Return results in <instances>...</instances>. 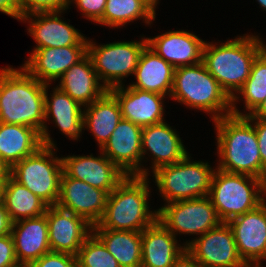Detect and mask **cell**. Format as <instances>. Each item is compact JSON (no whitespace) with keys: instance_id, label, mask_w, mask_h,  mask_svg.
Returning <instances> with one entry per match:
<instances>
[{"instance_id":"31","label":"cell","mask_w":266,"mask_h":267,"mask_svg":"<svg viewBox=\"0 0 266 267\" xmlns=\"http://www.w3.org/2000/svg\"><path fill=\"white\" fill-rule=\"evenodd\" d=\"M155 18L140 0H107L103 17L97 23L118 28L136 19H144V23L150 25Z\"/></svg>"},{"instance_id":"24","label":"cell","mask_w":266,"mask_h":267,"mask_svg":"<svg viewBox=\"0 0 266 267\" xmlns=\"http://www.w3.org/2000/svg\"><path fill=\"white\" fill-rule=\"evenodd\" d=\"M59 79L57 87L83 107L90 105L108 90L100 83L88 55L72 65Z\"/></svg>"},{"instance_id":"29","label":"cell","mask_w":266,"mask_h":267,"mask_svg":"<svg viewBox=\"0 0 266 267\" xmlns=\"http://www.w3.org/2000/svg\"><path fill=\"white\" fill-rule=\"evenodd\" d=\"M121 267H141V232L92 229Z\"/></svg>"},{"instance_id":"4","label":"cell","mask_w":266,"mask_h":267,"mask_svg":"<svg viewBox=\"0 0 266 267\" xmlns=\"http://www.w3.org/2000/svg\"><path fill=\"white\" fill-rule=\"evenodd\" d=\"M148 177L128 175L108 194L100 221L92 229L142 232L157 220V210H149Z\"/></svg>"},{"instance_id":"45","label":"cell","mask_w":266,"mask_h":267,"mask_svg":"<svg viewBox=\"0 0 266 267\" xmlns=\"http://www.w3.org/2000/svg\"><path fill=\"white\" fill-rule=\"evenodd\" d=\"M266 178L261 183V205L266 210Z\"/></svg>"},{"instance_id":"36","label":"cell","mask_w":266,"mask_h":267,"mask_svg":"<svg viewBox=\"0 0 266 267\" xmlns=\"http://www.w3.org/2000/svg\"><path fill=\"white\" fill-rule=\"evenodd\" d=\"M107 0H70L76 4L82 14L92 22L97 23L104 14Z\"/></svg>"},{"instance_id":"12","label":"cell","mask_w":266,"mask_h":267,"mask_svg":"<svg viewBox=\"0 0 266 267\" xmlns=\"http://www.w3.org/2000/svg\"><path fill=\"white\" fill-rule=\"evenodd\" d=\"M100 151L126 176H149L148 168L141 164L142 127L131 121L122 119Z\"/></svg>"},{"instance_id":"10","label":"cell","mask_w":266,"mask_h":267,"mask_svg":"<svg viewBox=\"0 0 266 267\" xmlns=\"http://www.w3.org/2000/svg\"><path fill=\"white\" fill-rule=\"evenodd\" d=\"M157 212V220L175 237L178 233L201 236L222 222L209 196L170 202Z\"/></svg>"},{"instance_id":"8","label":"cell","mask_w":266,"mask_h":267,"mask_svg":"<svg viewBox=\"0 0 266 267\" xmlns=\"http://www.w3.org/2000/svg\"><path fill=\"white\" fill-rule=\"evenodd\" d=\"M55 150V147L41 146L10 168V176L48 206L57 204L63 173L62 157H56Z\"/></svg>"},{"instance_id":"34","label":"cell","mask_w":266,"mask_h":267,"mask_svg":"<svg viewBox=\"0 0 266 267\" xmlns=\"http://www.w3.org/2000/svg\"><path fill=\"white\" fill-rule=\"evenodd\" d=\"M70 0H19V20L21 17L41 12L64 11Z\"/></svg>"},{"instance_id":"37","label":"cell","mask_w":266,"mask_h":267,"mask_svg":"<svg viewBox=\"0 0 266 267\" xmlns=\"http://www.w3.org/2000/svg\"><path fill=\"white\" fill-rule=\"evenodd\" d=\"M0 267H21L15 254L11 234L0 237Z\"/></svg>"},{"instance_id":"33","label":"cell","mask_w":266,"mask_h":267,"mask_svg":"<svg viewBox=\"0 0 266 267\" xmlns=\"http://www.w3.org/2000/svg\"><path fill=\"white\" fill-rule=\"evenodd\" d=\"M76 258L77 267H121L93 232L82 244Z\"/></svg>"},{"instance_id":"28","label":"cell","mask_w":266,"mask_h":267,"mask_svg":"<svg viewBox=\"0 0 266 267\" xmlns=\"http://www.w3.org/2000/svg\"><path fill=\"white\" fill-rule=\"evenodd\" d=\"M83 110L84 127L92 132L99 148H102L123 119L120 105L116 97L107 90Z\"/></svg>"},{"instance_id":"6","label":"cell","mask_w":266,"mask_h":267,"mask_svg":"<svg viewBox=\"0 0 266 267\" xmlns=\"http://www.w3.org/2000/svg\"><path fill=\"white\" fill-rule=\"evenodd\" d=\"M262 179L244 174L216 170L213 173L209 197L222 222L255 209L261 204Z\"/></svg>"},{"instance_id":"19","label":"cell","mask_w":266,"mask_h":267,"mask_svg":"<svg viewBox=\"0 0 266 267\" xmlns=\"http://www.w3.org/2000/svg\"><path fill=\"white\" fill-rule=\"evenodd\" d=\"M125 88L121 85L109 89L120 105L123 119L142 128L165 121L163 116L165 95L129 86Z\"/></svg>"},{"instance_id":"49","label":"cell","mask_w":266,"mask_h":267,"mask_svg":"<svg viewBox=\"0 0 266 267\" xmlns=\"http://www.w3.org/2000/svg\"><path fill=\"white\" fill-rule=\"evenodd\" d=\"M263 49L266 51V44L265 43L263 44Z\"/></svg>"},{"instance_id":"39","label":"cell","mask_w":266,"mask_h":267,"mask_svg":"<svg viewBox=\"0 0 266 267\" xmlns=\"http://www.w3.org/2000/svg\"><path fill=\"white\" fill-rule=\"evenodd\" d=\"M0 12L19 21V0H0Z\"/></svg>"},{"instance_id":"2","label":"cell","mask_w":266,"mask_h":267,"mask_svg":"<svg viewBox=\"0 0 266 267\" xmlns=\"http://www.w3.org/2000/svg\"><path fill=\"white\" fill-rule=\"evenodd\" d=\"M263 43L256 35L239 36L217 46L205 42L202 62L232 99L233 115L241 116L236 108L235 102L239 101L236 93L248 79L254 59L263 50Z\"/></svg>"},{"instance_id":"25","label":"cell","mask_w":266,"mask_h":267,"mask_svg":"<svg viewBox=\"0 0 266 267\" xmlns=\"http://www.w3.org/2000/svg\"><path fill=\"white\" fill-rule=\"evenodd\" d=\"M175 68L148 45L142 50L134 73L136 82L129 87L169 96Z\"/></svg>"},{"instance_id":"3","label":"cell","mask_w":266,"mask_h":267,"mask_svg":"<svg viewBox=\"0 0 266 267\" xmlns=\"http://www.w3.org/2000/svg\"><path fill=\"white\" fill-rule=\"evenodd\" d=\"M213 122L217 131V153L220 159L216 168L264 180L266 168L262 165L253 123L246 116L233 114Z\"/></svg>"},{"instance_id":"13","label":"cell","mask_w":266,"mask_h":267,"mask_svg":"<svg viewBox=\"0 0 266 267\" xmlns=\"http://www.w3.org/2000/svg\"><path fill=\"white\" fill-rule=\"evenodd\" d=\"M108 193L69 177L64 171L60 180V194L56 206L96 225L103 216Z\"/></svg>"},{"instance_id":"44","label":"cell","mask_w":266,"mask_h":267,"mask_svg":"<svg viewBox=\"0 0 266 267\" xmlns=\"http://www.w3.org/2000/svg\"><path fill=\"white\" fill-rule=\"evenodd\" d=\"M140 1H142V2L148 7V9H149L154 15H156V13H155V9H156L157 4L159 3V2H158L159 0H140Z\"/></svg>"},{"instance_id":"30","label":"cell","mask_w":266,"mask_h":267,"mask_svg":"<svg viewBox=\"0 0 266 267\" xmlns=\"http://www.w3.org/2000/svg\"><path fill=\"white\" fill-rule=\"evenodd\" d=\"M2 202L12 222L41 216L48 208L44 201L11 176L3 186Z\"/></svg>"},{"instance_id":"20","label":"cell","mask_w":266,"mask_h":267,"mask_svg":"<svg viewBox=\"0 0 266 267\" xmlns=\"http://www.w3.org/2000/svg\"><path fill=\"white\" fill-rule=\"evenodd\" d=\"M205 42L185 30L147 37V45L174 68L200 63Z\"/></svg>"},{"instance_id":"17","label":"cell","mask_w":266,"mask_h":267,"mask_svg":"<svg viewBox=\"0 0 266 267\" xmlns=\"http://www.w3.org/2000/svg\"><path fill=\"white\" fill-rule=\"evenodd\" d=\"M63 171L77 180L110 194L126 175L102 151L100 156H67L62 157Z\"/></svg>"},{"instance_id":"9","label":"cell","mask_w":266,"mask_h":267,"mask_svg":"<svg viewBox=\"0 0 266 267\" xmlns=\"http://www.w3.org/2000/svg\"><path fill=\"white\" fill-rule=\"evenodd\" d=\"M147 45V38L141 41L113 42L96 45L88 40L87 55L101 83L109 90L123 85L122 80L134 75L140 54Z\"/></svg>"},{"instance_id":"11","label":"cell","mask_w":266,"mask_h":267,"mask_svg":"<svg viewBox=\"0 0 266 267\" xmlns=\"http://www.w3.org/2000/svg\"><path fill=\"white\" fill-rule=\"evenodd\" d=\"M185 246L203 267H236L245 263L238 253L233 230L227 222H221L200 237L186 241Z\"/></svg>"},{"instance_id":"15","label":"cell","mask_w":266,"mask_h":267,"mask_svg":"<svg viewBox=\"0 0 266 267\" xmlns=\"http://www.w3.org/2000/svg\"><path fill=\"white\" fill-rule=\"evenodd\" d=\"M63 12H41L20 18L25 22L29 20L27 30L37 44L34 49L88 45L87 37L85 38L74 26L61 19Z\"/></svg>"},{"instance_id":"42","label":"cell","mask_w":266,"mask_h":267,"mask_svg":"<svg viewBox=\"0 0 266 267\" xmlns=\"http://www.w3.org/2000/svg\"><path fill=\"white\" fill-rule=\"evenodd\" d=\"M250 115L254 119L266 121V98Z\"/></svg>"},{"instance_id":"48","label":"cell","mask_w":266,"mask_h":267,"mask_svg":"<svg viewBox=\"0 0 266 267\" xmlns=\"http://www.w3.org/2000/svg\"><path fill=\"white\" fill-rule=\"evenodd\" d=\"M3 199V186H0V204L2 203Z\"/></svg>"},{"instance_id":"21","label":"cell","mask_w":266,"mask_h":267,"mask_svg":"<svg viewBox=\"0 0 266 267\" xmlns=\"http://www.w3.org/2000/svg\"><path fill=\"white\" fill-rule=\"evenodd\" d=\"M11 235L15 254L21 267H27L51 251L46 214L13 222Z\"/></svg>"},{"instance_id":"46","label":"cell","mask_w":266,"mask_h":267,"mask_svg":"<svg viewBox=\"0 0 266 267\" xmlns=\"http://www.w3.org/2000/svg\"><path fill=\"white\" fill-rule=\"evenodd\" d=\"M236 267H262L260 265H257V264H252V263H247L245 262L244 264L240 265V266H236Z\"/></svg>"},{"instance_id":"35","label":"cell","mask_w":266,"mask_h":267,"mask_svg":"<svg viewBox=\"0 0 266 267\" xmlns=\"http://www.w3.org/2000/svg\"><path fill=\"white\" fill-rule=\"evenodd\" d=\"M27 267H77L76 256L50 251Z\"/></svg>"},{"instance_id":"16","label":"cell","mask_w":266,"mask_h":267,"mask_svg":"<svg viewBox=\"0 0 266 267\" xmlns=\"http://www.w3.org/2000/svg\"><path fill=\"white\" fill-rule=\"evenodd\" d=\"M233 230L238 253L247 263L261 266L266 259V210L260 204L255 209L228 222Z\"/></svg>"},{"instance_id":"7","label":"cell","mask_w":266,"mask_h":267,"mask_svg":"<svg viewBox=\"0 0 266 267\" xmlns=\"http://www.w3.org/2000/svg\"><path fill=\"white\" fill-rule=\"evenodd\" d=\"M189 156L153 172L152 177L166 204L209 195L215 170L208 162L192 161Z\"/></svg>"},{"instance_id":"5","label":"cell","mask_w":266,"mask_h":267,"mask_svg":"<svg viewBox=\"0 0 266 267\" xmlns=\"http://www.w3.org/2000/svg\"><path fill=\"white\" fill-rule=\"evenodd\" d=\"M170 98L220 119L232 114V99L201 61L175 68Z\"/></svg>"},{"instance_id":"43","label":"cell","mask_w":266,"mask_h":267,"mask_svg":"<svg viewBox=\"0 0 266 267\" xmlns=\"http://www.w3.org/2000/svg\"><path fill=\"white\" fill-rule=\"evenodd\" d=\"M10 176V168L0 159V186H4Z\"/></svg>"},{"instance_id":"41","label":"cell","mask_w":266,"mask_h":267,"mask_svg":"<svg viewBox=\"0 0 266 267\" xmlns=\"http://www.w3.org/2000/svg\"><path fill=\"white\" fill-rule=\"evenodd\" d=\"M172 267H203L187 250L175 261Z\"/></svg>"},{"instance_id":"23","label":"cell","mask_w":266,"mask_h":267,"mask_svg":"<svg viewBox=\"0 0 266 267\" xmlns=\"http://www.w3.org/2000/svg\"><path fill=\"white\" fill-rule=\"evenodd\" d=\"M141 239V267H172L186 250V246L177 244L176 237L159 220L141 232Z\"/></svg>"},{"instance_id":"47","label":"cell","mask_w":266,"mask_h":267,"mask_svg":"<svg viewBox=\"0 0 266 267\" xmlns=\"http://www.w3.org/2000/svg\"><path fill=\"white\" fill-rule=\"evenodd\" d=\"M260 6L266 11V0H257Z\"/></svg>"},{"instance_id":"14","label":"cell","mask_w":266,"mask_h":267,"mask_svg":"<svg viewBox=\"0 0 266 267\" xmlns=\"http://www.w3.org/2000/svg\"><path fill=\"white\" fill-rule=\"evenodd\" d=\"M45 214L51 251L76 256L93 226L84 218L57 206H48Z\"/></svg>"},{"instance_id":"1","label":"cell","mask_w":266,"mask_h":267,"mask_svg":"<svg viewBox=\"0 0 266 267\" xmlns=\"http://www.w3.org/2000/svg\"><path fill=\"white\" fill-rule=\"evenodd\" d=\"M45 87L23 67L0 69V122L31 127L43 146L56 148L45 124Z\"/></svg>"},{"instance_id":"40","label":"cell","mask_w":266,"mask_h":267,"mask_svg":"<svg viewBox=\"0 0 266 267\" xmlns=\"http://www.w3.org/2000/svg\"><path fill=\"white\" fill-rule=\"evenodd\" d=\"M12 223L13 222L2 202L0 204V237L11 234Z\"/></svg>"},{"instance_id":"27","label":"cell","mask_w":266,"mask_h":267,"mask_svg":"<svg viewBox=\"0 0 266 267\" xmlns=\"http://www.w3.org/2000/svg\"><path fill=\"white\" fill-rule=\"evenodd\" d=\"M41 146V135L35 129L0 122V159L9 168L34 154Z\"/></svg>"},{"instance_id":"32","label":"cell","mask_w":266,"mask_h":267,"mask_svg":"<svg viewBox=\"0 0 266 267\" xmlns=\"http://www.w3.org/2000/svg\"><path fill=\"white\" fill-rule=\"evenodd\" d=\"M244 98L245 109L250 115L266 98V51L263 49L254 59L250 75L242 88L237 92Z\"/></svg>"},{"instance_id":"26","label":"cell","mask_w":266,"mask_h":267,"mask_svg":"<svg viewBox=\"0 0 266 267\" xmlns=\"http://www.w3.org/2000/svg\"><path fill=\"white\" fill-rule=\"evenodd\" d=\"M48 87L46 84L45 123L51 117L62 133L72 140H77L84 129L83 106L58 87L54 88L51 98H49Z\"/></svg>"},{"instance_id":"38","label":"cell","mask_w":266,"mask_h":267,"mask_svg":"<svg viewBox=\"0 0 266 267\" xmlns=\"http://www.w3.org/2000/svg\"><path fill=\"white\" fill-rule=\"evenodd\" d=\"M246 117L251 121V123H254L253 126L258 138L262 165L266 168V121L254 119L251 115Z\"/></svg>"},{"instance_id":"22","label":"cell","mask_w":266,"mask_h":267,"mask_svg":"<svg viewBox=\"0 0 266 267\" xmlns=\"http://www.w3.org/2000/svg\"><path fill=\"white\" fill-rule=\"evenodd\" d=\"M150 151L153 156L152 172L158 168L177 163L189 153L179 135L166 122L142 128V159Z\"/></svg>"},{"instance_id":"18","label":"cell","mask_w":266,"mask_h":267,"mask_svg":"<svg viewBox=\"0 0 266 267\" xmlns=\"http://www.w3.org/2000/svg\"><path fill=\"white\" fill-rule=\"evenodd\" d=\"M22 67L38 81L49 85L87 55V46L34 49Z\"/></svg>"}]
</instances>
